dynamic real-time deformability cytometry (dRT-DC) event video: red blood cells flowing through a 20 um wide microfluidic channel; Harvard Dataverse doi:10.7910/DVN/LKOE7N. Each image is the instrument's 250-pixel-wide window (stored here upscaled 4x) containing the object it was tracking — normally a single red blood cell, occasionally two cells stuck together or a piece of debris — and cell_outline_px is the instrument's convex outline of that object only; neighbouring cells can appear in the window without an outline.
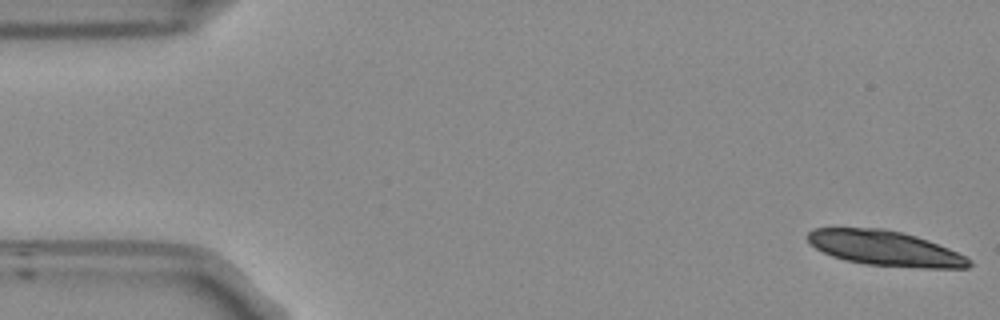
{"species": "Egyptian fruit bat (a non-hibernating species)", "species_latin": "Rousettus aegyptiacus", "temperature_condition": "room temperature", "stored_images_in_passage": 37, "camera_frame_rate_fps": 3000, "um_per_image_px": 0.085, "frame": {"image": 1, "passage_image": 1, "time_ms": 0.0, "image_size_px": [1000, 320], "cell_outline_px": [[972, 264], [968, 268], [924, 268], [864, 264], [844, 260], [832, 256], [808, 244], [808, 232], [812, 228], [884, 228], [916, 236], [928, 240], [968, 256], [972, 260]], "centroid_in_image_um": [75.25, 21.11], "position_along_channel_um": 9.8, "area_um2": 33.12}}
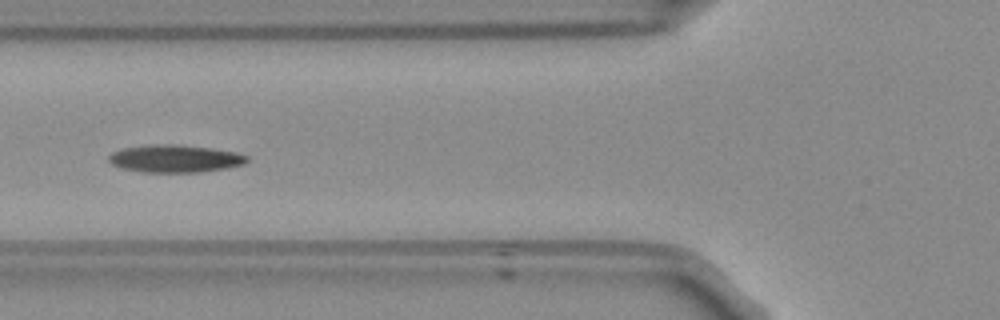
{"frame": {"image": 2, "passage_image": 20, "time_ms": 6.333, "image_size_px": [1000, 320], "cell_outline_px": [[248, 160], [244, 164], [228, 168], [200, 172], [144, 172], [124, 168], [112, 164], [108, 160], [108, 156], [112, 152], [124, 148], [152, 144], [172, 144], [212, 148], [236, 152], [248, 156]], "centroid_in_image_um": [14.9, 13.48], "position_along_channel_um": 110.9, "area_um2": 22.14}}
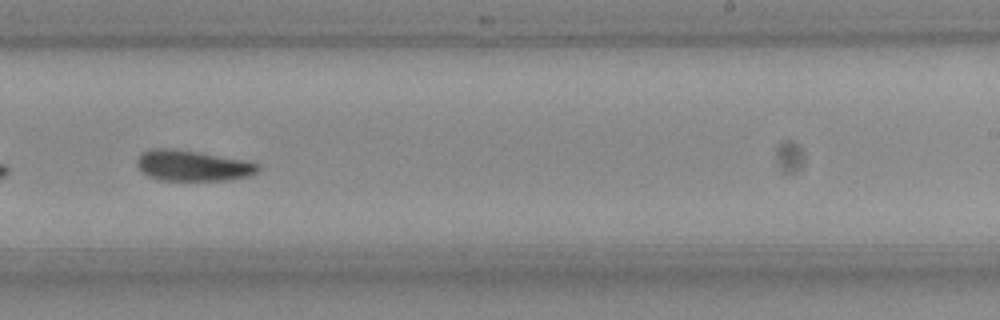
{"frame": {"image": 3, "passage_image": 33, "time_ms": 10.667, "image_size_px": [1000, 320], "cell_outline_px": [[260, 168], [256, 172], [248, 176], [224, 180], [160, 180], [148, 176], [136, 164], [136, 160], [140, 152], [152, 148], [172, 148], [200, 152], [248, 160], [260, 164]], "centroid_in_image_um": [16.37, 14.06], "position_along_channel_um": 272.6, "area_um2": 21.85}}